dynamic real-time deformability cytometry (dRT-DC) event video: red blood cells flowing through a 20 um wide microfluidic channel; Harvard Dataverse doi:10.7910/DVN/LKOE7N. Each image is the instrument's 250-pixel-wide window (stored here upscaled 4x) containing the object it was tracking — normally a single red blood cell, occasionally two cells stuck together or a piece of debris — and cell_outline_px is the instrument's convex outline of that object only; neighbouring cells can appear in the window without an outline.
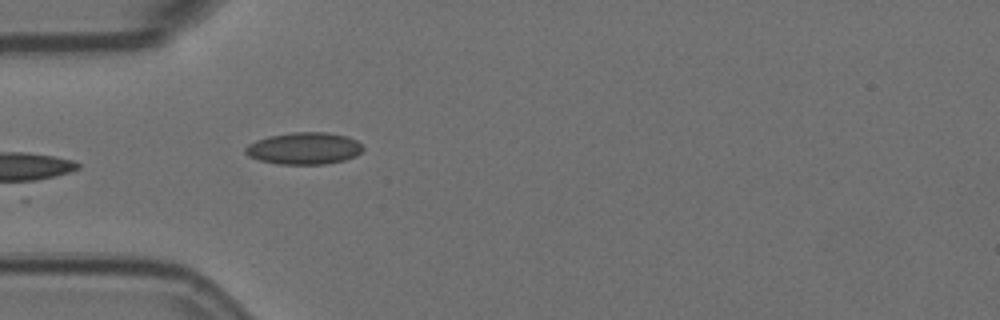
{"species": "Egyptian fruit bat (a non-hibernating species)", "species_latin": "Rousettus aegyptiacus", "temperature_condition": "room temperature", "stored_images_in_passage": 5, "camera_frame_rate_fps": 3000, "um_per_image_px": 0.085, "animal": {"sex": "female"}, "frame": {"image": 1, "passage_image": 5, "time_ms": 1.333, "image_size_px": [1000, 320], "cell_outline_px": [[364, 148], [356, 156], [344, 160], [324, 164], [280, 164], [260, 160], [248, 156], [244, 152], [244, 148], [248, 144], [256, 140], [268, 136], [292, 132], [328, 132], [348, 136], [364, 144]], "centroid_in_image_um": [25.86, 12.6], "position_along_channel_um": 59.1, "area_um2": 22.08}}